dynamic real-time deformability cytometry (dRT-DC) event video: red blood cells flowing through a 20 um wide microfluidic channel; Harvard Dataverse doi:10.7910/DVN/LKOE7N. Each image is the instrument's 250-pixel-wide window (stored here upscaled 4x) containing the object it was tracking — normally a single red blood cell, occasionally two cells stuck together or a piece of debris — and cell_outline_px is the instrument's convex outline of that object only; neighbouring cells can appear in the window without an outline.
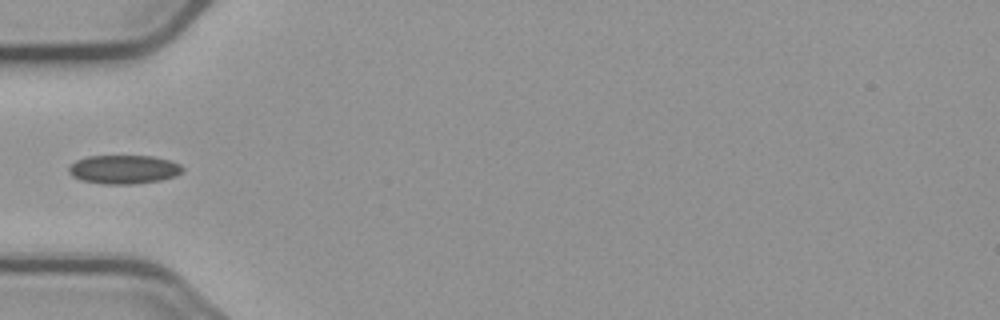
{"species": "common noctule bat (a hibernating species)", "species_latin": "Nyctalus noctula", "temperature_condition": "cold", "stored_images_in_passage": 4, "camera_frame_rate_fps": 3000, "um_per_image_px": 0.085, "animal": {"sex": "male", "body_mass_g": 23.1, "forearm_length_mm": 52.7}, "frame": {"image": 1, "passage_image": 4, "time_ms": 5.0, "image_size_px": [1000, 320], "cell_outline_px": [[184, 168], [176, 176], [160, 180], [132, 184], [104, 184], [80, 180], [72, 176], [68, 172], [68, 168], [76, 160], [88, 156], [152, 156], [168, 160], [180, 164]], "centroid_in_image_um": [10.5, 14.4], "position_along_channel_um": 74.5, "area_um2": 19.02}}